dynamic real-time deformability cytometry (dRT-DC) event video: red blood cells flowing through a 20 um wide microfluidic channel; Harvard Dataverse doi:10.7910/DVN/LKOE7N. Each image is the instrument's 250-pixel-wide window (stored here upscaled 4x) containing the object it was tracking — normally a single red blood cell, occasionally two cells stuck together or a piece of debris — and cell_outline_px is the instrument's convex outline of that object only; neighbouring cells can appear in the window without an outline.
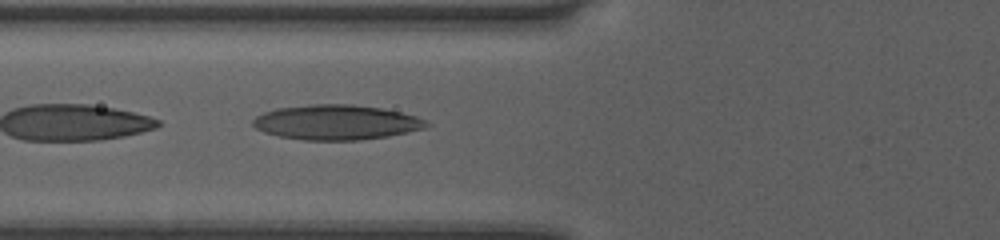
{"species": "human", "species_latin": "Homo sapiens", "temperature_condition": "room temperature", "stored_images_in_passage": 32, "camera_frame_rate_fps": 3000, "um_per_image_px": 0.085, "donor": {"sex": "female"}, "frame": {"image": 1, "passage_image": 3, "time_ms": 0.667, "image_size_px": [1000, 240], "cell_outline_px": [[432, 124], [424, 128], [408, 132], [388, 136], [360, 140], [304, 140], [280, 136], [264, 132], [256, 128], [252, 124], [252, 120], [256, 116], [264, 112], [276, 108], [312, 104], [352, 104], [384, 108], [416, 116]], "centroid_in_image_um": [28.59, 10.39], "position_along_channel_um": 97.2, "area_um2": 35.37}}
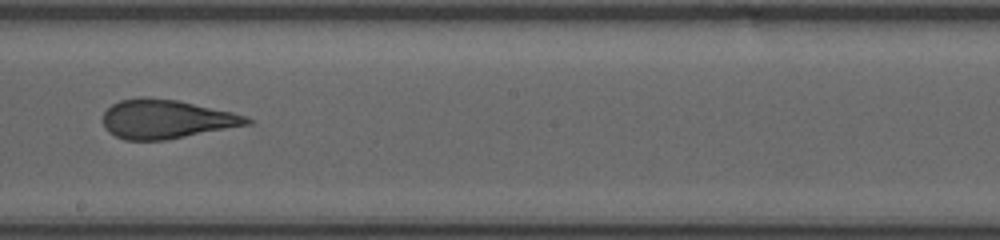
{"frame": {"image": 2, "passage_image": 13, "time_ms": 4.0, "image_size_px": [1000, 240], "cell_outline_px": [[252, 124], [164, 140], [124, 140], [108, 132], [104, 128], [104, 112], [112, 104], [120, 100], [140, 96], [144, 96], [176, 100], [232, 112], [248, 116], [252, 120]], "centroid_in_image_um": [14.12, 10.12], "position_along_channel_um": 234.1, "area_um2": 32.66}}
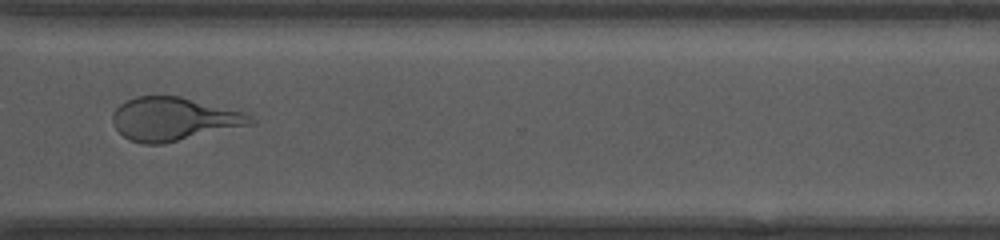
{"frame": {"image": 3, "passage_image": 22, "time_ms": 7.0, "image_size_px": [1000, 240], "cell_outline_px": [[256, 124], [160, 144], [144, 144], [128, 140], [116, 128], [112, 120], [112, 116], [116, 108], [120, 104], [136, 96], [180, 96], [240, 112], [252, 116], [256, 120]], "centroid_in_image_um": [14.76, 10.12], "position_along_channel_um": 355.8, "area_um2": 34.45}, "authors_computed_cell_mechanics": {"area_um2": 33.8708, "velocity_mm_per_s": 4.0749, "shape_relaxation_time_tau1_ms": 8.0257, "shape_relaxation_time_tau2_ms": 1.3805, "deformation_change_tau1": 0.2238, "deformation_change_tau2": 0.1134}}